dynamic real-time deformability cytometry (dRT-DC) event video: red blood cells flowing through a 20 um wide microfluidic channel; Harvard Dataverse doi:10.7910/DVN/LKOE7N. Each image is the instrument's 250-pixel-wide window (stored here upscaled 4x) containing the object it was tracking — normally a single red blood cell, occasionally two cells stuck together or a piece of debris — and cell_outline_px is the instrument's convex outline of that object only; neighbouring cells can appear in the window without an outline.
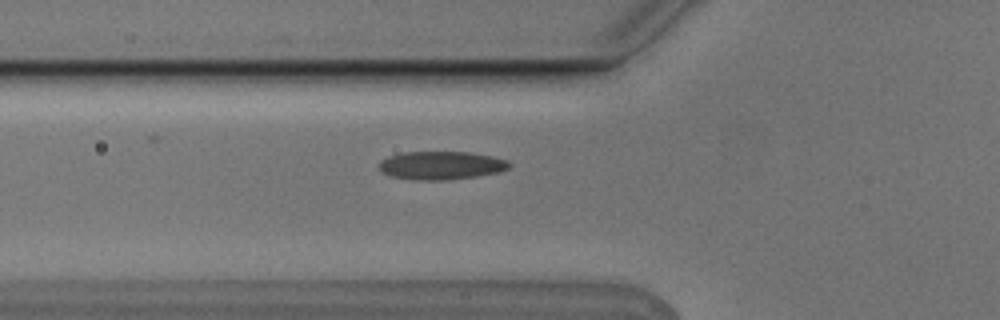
{"species": "Egyptian fruit bat (a non-hibernating species)", "species_latin": "Rousettus aegyptiacus", "temperature_condition": "cold", "stored_images_in_passage": 6, "camera_frame_rate_fps": 3000, "um_per_image_px": 0.085, "animal": {"sex": "male"}, "frame": {"image": 1, "passage_image": 6, "time_ms": 1.667, "image_size_px": [1000, 320], "cell_outline_px": [[512, 164], [508, 168], [500, 172], [476, 176], [448, 180], [412, 180], [392, 176], [380, 172], [380, 160], [388, 156], [400, 152], [468, 152], [492, 156], [508, 160]], "centroid_in_image_um": [37.49, 14.06], "position_along_channel_um": 88.3, "area_um2": 21.62}}